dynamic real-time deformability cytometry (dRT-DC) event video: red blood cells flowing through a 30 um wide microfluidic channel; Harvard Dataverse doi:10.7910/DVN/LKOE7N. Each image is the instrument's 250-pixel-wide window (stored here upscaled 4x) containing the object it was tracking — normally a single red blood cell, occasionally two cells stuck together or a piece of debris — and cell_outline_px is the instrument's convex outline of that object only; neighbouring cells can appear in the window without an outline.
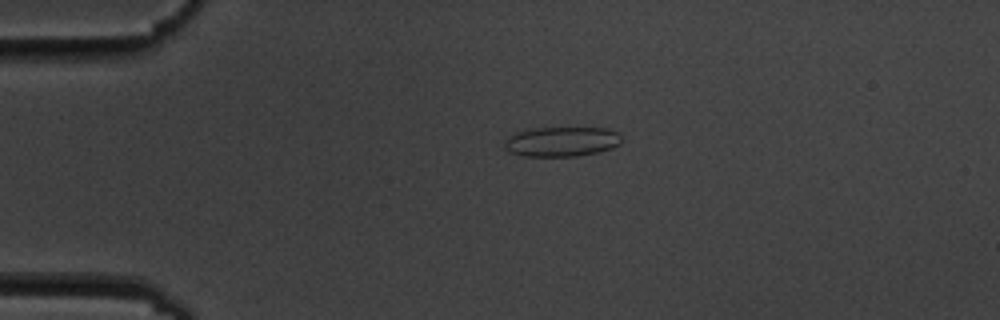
{"species": "common noctule bat (a hibernating species)", "species_latin": "Nyctalus noctula", "temperature_condition": "cold", "stored_images_in_passage": 2, "camera_frame_rate_fps": 3000, "um_per_image_px": 0.085, "animal": {"sex": "male", "body_mass_g": 19.5, "forearm_length_mm": 54.6}, "frame": {"image": 1, "passage_image": 1, "time_ms": 0.0, "image_size_px": [1000, 320], "cell_outline_px": [[620, 144], [612, 148], [600, 152], [576, 156], [520, 156], [508, 152], [504, 148], [504, 140], [508, 136], [524, 128], [608, 128], [616, 132], [620, 136]], "centroid_in_image_um": [47.67, 12.04], "position_along_channel_um": 37.3, "area_um2": 20.63}}